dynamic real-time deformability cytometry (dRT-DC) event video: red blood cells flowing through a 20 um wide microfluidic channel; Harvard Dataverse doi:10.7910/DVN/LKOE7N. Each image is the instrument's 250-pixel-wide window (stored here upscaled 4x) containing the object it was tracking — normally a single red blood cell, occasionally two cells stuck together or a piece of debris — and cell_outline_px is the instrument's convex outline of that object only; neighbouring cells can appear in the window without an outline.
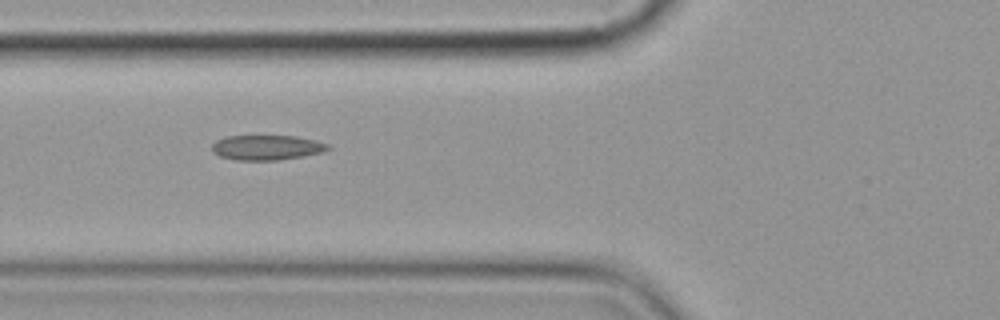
{"species": "common noctule bat (a hibernating species)", "species_latin": "Nyctalus noctula", "temperature_condition": "cold", "stored_images_in_passage": 5, "camera_frame_rate_fps": 3000, "um_per_image_px": 0.085, "animal": {"sex": "female", "body_mass_g": 19.9}, "frame": {"image": 1, "passage_image": 4, "time_ms": 3.667, "image_size_px": [1000, 320], "cell_outline_px": [[332, 148], [324, 152], [304, 156], [276, 160], [236, 160], [220, 156], [212, 152], [212, 144], [216, 140], [228, 136], [296, 136], [316, 140], [328, 144]], "centroid_in_image_um": [22.7, 12.54], "position_along_channel_um": 103.1, "area_um2": 16.94}}
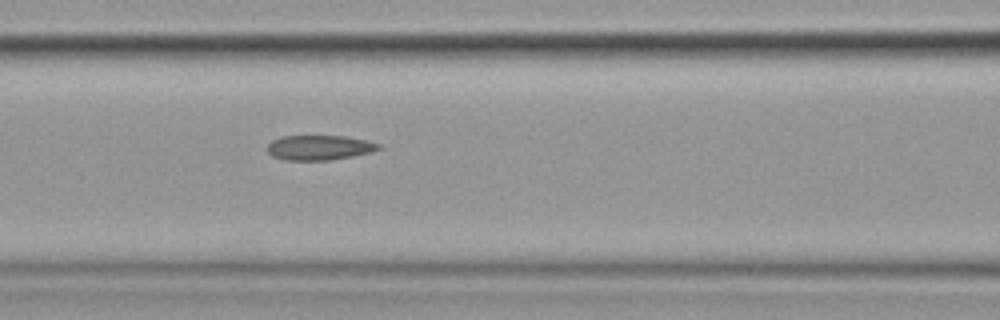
{"frame": {"image": 2, "passage_image": 5, "time_ms": 4.667, "image_size_px": [1000, 320], "cell_outline_px": [[380, 148], [372, 152], [332, 160], [284, 160], [272, 156], [268, 152], [268, 144], [272, 140], [280, 136], [344, 136], [368, 140], [380, 144]], "centroid_in_image_um": [27.14, 12.54], "position_along_channel_um": 139.5, "area_um2": 16.18}}